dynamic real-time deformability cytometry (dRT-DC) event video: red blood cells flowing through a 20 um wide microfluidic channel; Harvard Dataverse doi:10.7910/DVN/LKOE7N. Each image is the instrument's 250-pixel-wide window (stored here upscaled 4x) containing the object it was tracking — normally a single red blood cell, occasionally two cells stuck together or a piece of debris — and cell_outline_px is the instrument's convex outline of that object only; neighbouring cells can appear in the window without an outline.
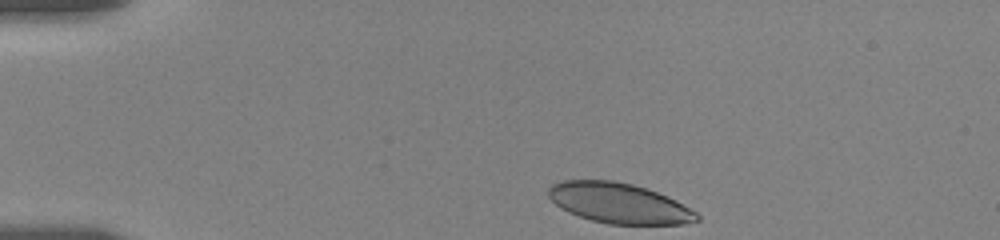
{"species": "human", "species_latin": "Homo sapiens", "temperature_condition": "room temperature", "stored_images_in_passage": 16, "camera_frame_rate_fps": 3000, "um_per_image_px": 0.085, "donor": {"sex": "female"}, "frame": {"image": 1, "passage_image": 1, "time_ms": 0.0, "image_size_px": [1000, 240], "cell_outline_px": [[700, 220], [684, 224], [608, 224], [592, 220], [568, 212], [560, 208], [548, 196], [548, 188], [552, 184], [560, 180], [612, 180], [632, 184], [668, 196], [676, 200], [696, 212], [700, 216]], "centroid_in_image_um": [52.6, 17.27], "position_along_channel_um": 32.4, "area_um2": 34.8}}
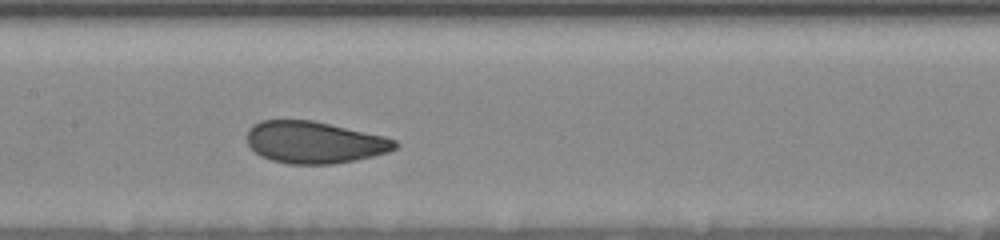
{"frame": {"image": 2, "passage_image": 10, "time_ms": 6.0, "image_size_px": [1000, 240], "cell_outline_px": [[400, 144], [396, 148], [388, 152], [356, 160], [332, 164], [288, 164], [272, 160], [260, 156], [248, 144], [248, 128], [252, 124], [260, 120], [312, 120], [384, 136], [396, 140]], "centroid_in_image_um": [26.72, 12.1], "position_along_channel_um": 180.7, "area_um2": 36.18}}
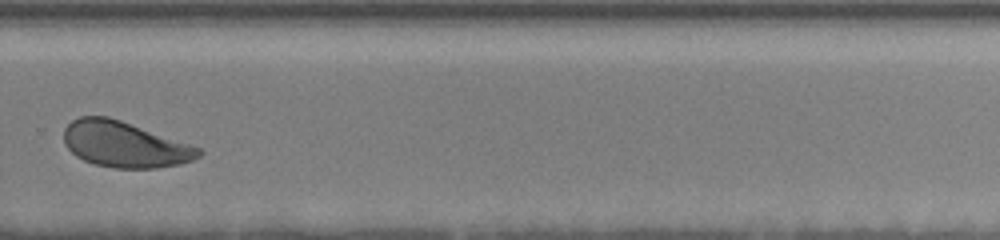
{"frame": {"image": 3, "passage_image": 16, "time_ms": 10.0, "image_size_px": [1000, 240], "cell_outline_px": [[204, 152], [200, 156], [192, 160], [180, 164], [156, 168], [112, 168], [96, 164], [84, 160], [76, 156], [64, 144], [64, 128], [72, 120], [80, 116], [108, 116], [120, 120], [200, 148]], "centroid_in_image_um": [10.57, 12.28], "position_along_channel_um": 319.2, "area_um2": 35.72}}